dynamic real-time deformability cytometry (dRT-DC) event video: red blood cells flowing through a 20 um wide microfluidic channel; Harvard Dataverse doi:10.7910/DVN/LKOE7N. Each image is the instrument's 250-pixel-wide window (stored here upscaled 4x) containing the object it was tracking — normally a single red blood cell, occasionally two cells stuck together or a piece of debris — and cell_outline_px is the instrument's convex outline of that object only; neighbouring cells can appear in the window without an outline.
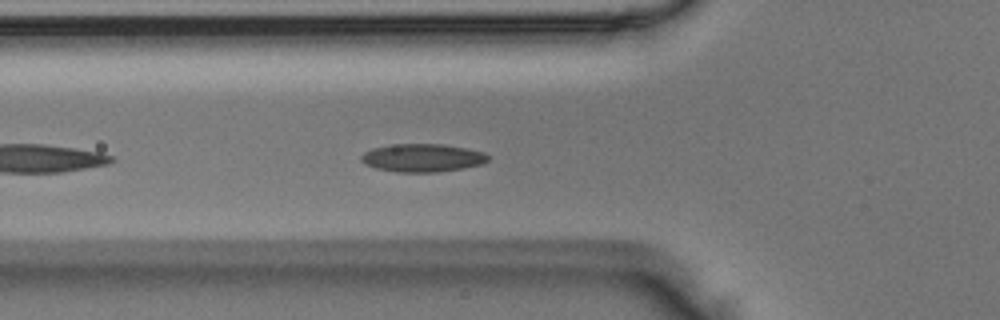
{"species": "Egyptian fruit bat (a non-hibernating species)", "species_latin": "Rousettus aegyptiacus", "temperature_condition": "room temperature", "stored_images_in_passage": 32, "camera_frame_rate_fps": 3000, "um_per_image_px": 0.085, "animal": {"sex": "male"}, "frame": {"image": 1, "passage_image": 5, "time_ms": 1.333, "image_size_px": [1000, 320], "cell_outline_px": [[488, 160], [484, 164], [436, 172], [396, 172], [376, 168], [364, 164], [360, 160], [360, 156], [364, 152], [372, 148], [388, 144], [444, 144], [468, 148], [484, 152], [488, 156]], "centroid_in_image_um": [35.88, 13.4], "position_along_channel_um": 89.9, "area_um2": 20.92}}
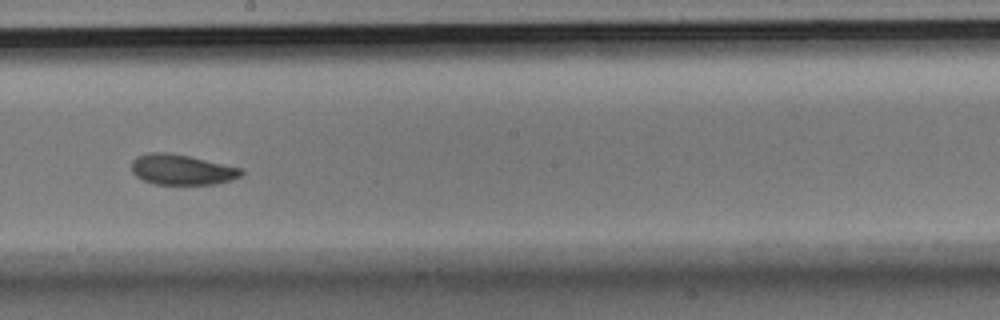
{"frame": {"image": 2, "passage_image": 16, "time_ms": 5.0, "image_size_px": [1000, 320], "cell_outline_px": [[244, 172], [240, 176], [232, 180], [216, 184], [156, 184], [144, 180], [136, 176], [132, 172], [132, 160], [136, 156], [148, 152], [172, 152], [244, 168]], "centroid_in_image_um": [15.47, 14.4], "position_along_channel_um": 232.7, "area_um2": 19.71}}
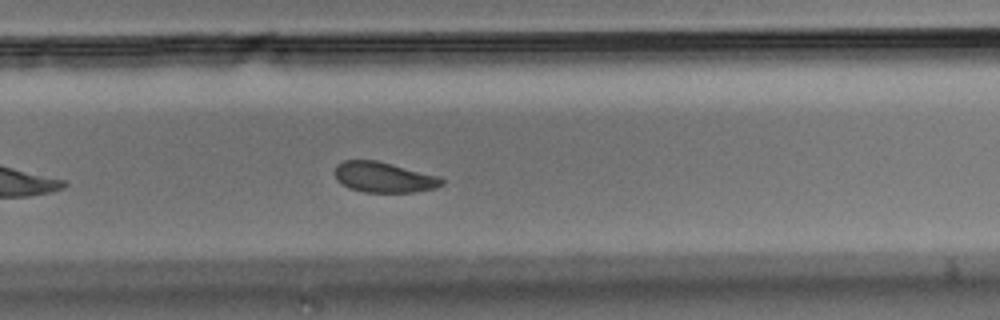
{"frame": {"image": 3, "passage_image": 21, "time_ms": 6.667, "image_size_px": [1000, 320], "cell_outline_px": [[444, 184], [436, 188], [412, 192], [364, 192], [348, 188], [336, 180], [336, 164], [344, 160], [376, 160], [440, 176], [444, 180]], "centroid_in_image_um": [32.63, 15.07], "position_along_channel_um": 297.2, "area_um2": 19.02}}